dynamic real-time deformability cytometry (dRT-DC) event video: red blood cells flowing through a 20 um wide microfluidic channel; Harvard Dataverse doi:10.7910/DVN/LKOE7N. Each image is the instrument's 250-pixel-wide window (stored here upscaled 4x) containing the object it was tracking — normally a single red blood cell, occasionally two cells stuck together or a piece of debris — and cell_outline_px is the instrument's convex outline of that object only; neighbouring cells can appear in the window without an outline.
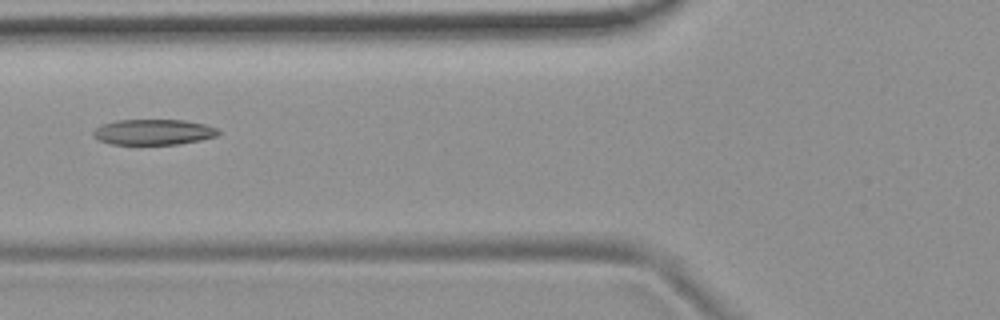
{"species": "common noctule bat (a hibernating species)", "species_latin": "Nyctalus noctula", "temperature_condition": "room temperature", "stored_images_in_passage": 8, "camera_frame_rate_fps": 3000, "um_per_image_px": 0.085, "animal": {"sex": "female", "body_mass_g": 19.9}, "frame": {"image": 1, "passage_image": 5, "time_ms": 5.667, "image_size_px": [1000, 320], "cell_outline_px": [[220, 132], [216, 136], [200, 140], [180, 144], [112, 144], [100, 140], [92, 136], [92, 132], [96, 128], [104, 124], [116, 120], [184, 120], [204, 124], [216, 128]], "centroid_in_image_um": [13.04, 11.22], "position_along_channel_um": 112.8, "area_um2": 18.5}}
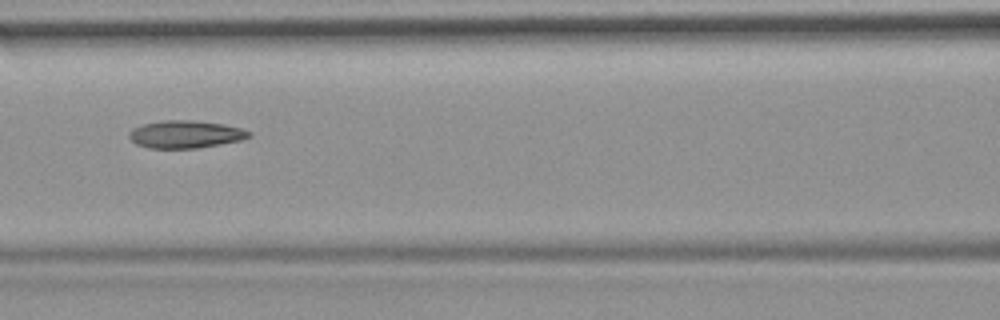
{"frame": {"image": 2, "passage_image": 6, "time_ms": 6.667, "image_size_px": [1000, 320], "cell_outline_px": [[252, 136], [240, 140], [220, 144], [196, 148], [148, 148], [136, 144], [128, 136], [128, 132], [132, 128], [144, 124], [164, 120], [192, 120], [224, 124], [240, 128], [252, 132]], "centroid_in_image_um": [15.75, 11.41], "position_along_channel_um": 150.8, "area_um2": 19.25}}
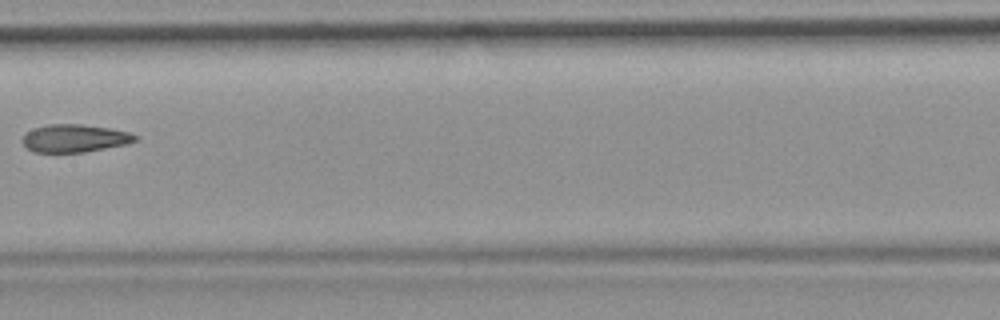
{"frame": {"image": 3, "passage_image": 7, "time_ms": 8.0, "image_size_px": [1000, 320], "cell_outline_px": [[140, 136], [136, 140], [128, 144], [84, 152], [32, 152], [20, 140], [32, 128], [48, 124], [80, 124], [108, 128], [128, 132]], "centroid_in_image_um": [6.34, 11.75], "position_along_channel_um": 201.1, "area_um2": 18.26}}